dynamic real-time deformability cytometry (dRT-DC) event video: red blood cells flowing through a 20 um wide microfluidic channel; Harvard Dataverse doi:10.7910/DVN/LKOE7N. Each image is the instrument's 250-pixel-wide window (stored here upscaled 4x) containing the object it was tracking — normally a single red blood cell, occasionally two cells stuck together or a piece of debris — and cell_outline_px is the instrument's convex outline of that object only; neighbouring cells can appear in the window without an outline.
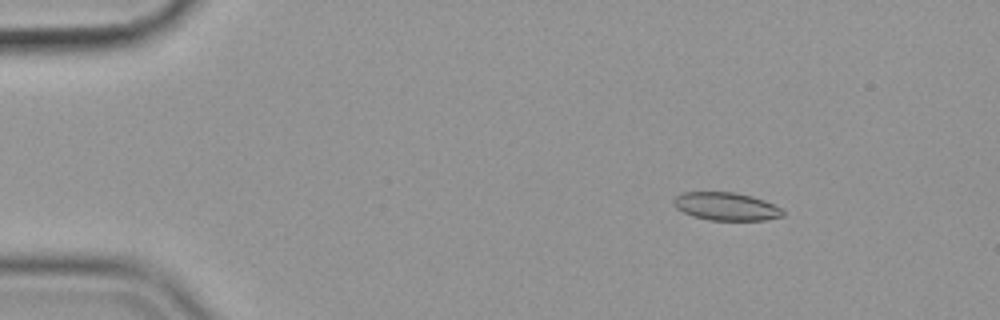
{"species": "common noctule bat (a hibernating species)", "species_latin": "Nyctalus noctula", "temperature_condition": "cold", "stored_images_in_passage": 41, "camera_frame_rate_fps": 3000, "um_per_image_px": 0.085, "animal": {"sex": "female", "body_mass_g": 19.9}, "frame": {"image": 1, "passage_image": 9, "time_ms": 2.667, "image_size_px": [1000, 320], "cell_outline_px": [[784, 216], [764, 220], [708, 220], [692, 216], [676, 208], [672, 200], [676, 196], [684, 192], [732, 192], [752, 196], [764, 200], [780, 208], [784, 212]], "centroid_in_image_um": [61.71, 17.55], "position_along_channel_um": 23.3, "area_um2": 17.74}}
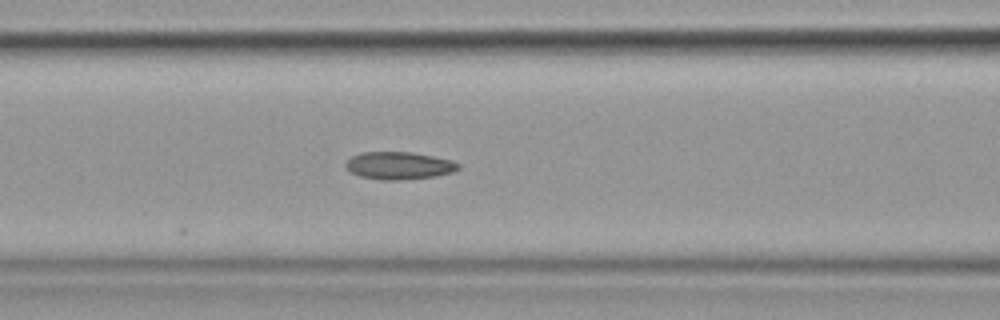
{"frame": {"image": 2, "passage_image": 25, "time_ms": 8.0, "image_size_px": [1000, 320], "cell_outline_px": [[460, 168], [452, 172], [436, 176], [396, 180], [380, 180], [360, 176], [348, 172], [344, 168], [344, 164], [352, 156], [360, 152], [412, 152], [452, 160], [460, 164]], "centroid_in_image_um": [33.87, 14.07], "position_along_channel_um": 132.7, "area_um2": 18.21}}
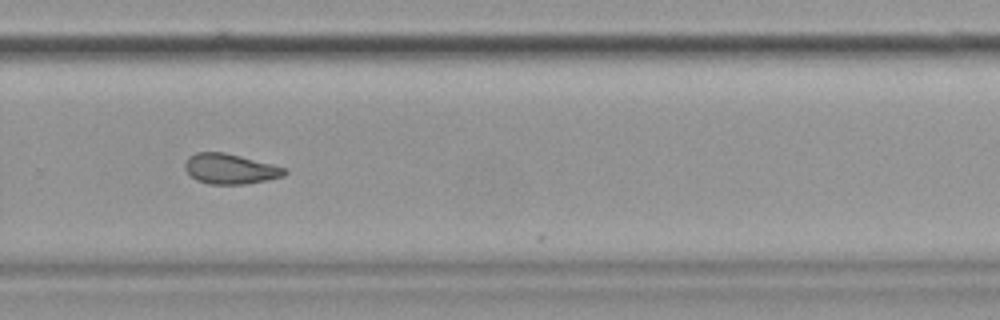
{"frame": {"image": 3, "passage_image": 40, "time_ms": 13.0, "image_size_px": [1000, 320], "cell_outline_px": [[288, 172], [284, 176], [244, 184], [208, 184], [196, 180], [184, 168], [184, 164], [188, 156], [196, 152], [224, 152], [288, 168]], "centroid_in_image_um": [19.56, 14.35], "position_along_channel_um": 310.2, "area_um2": 17.51}}